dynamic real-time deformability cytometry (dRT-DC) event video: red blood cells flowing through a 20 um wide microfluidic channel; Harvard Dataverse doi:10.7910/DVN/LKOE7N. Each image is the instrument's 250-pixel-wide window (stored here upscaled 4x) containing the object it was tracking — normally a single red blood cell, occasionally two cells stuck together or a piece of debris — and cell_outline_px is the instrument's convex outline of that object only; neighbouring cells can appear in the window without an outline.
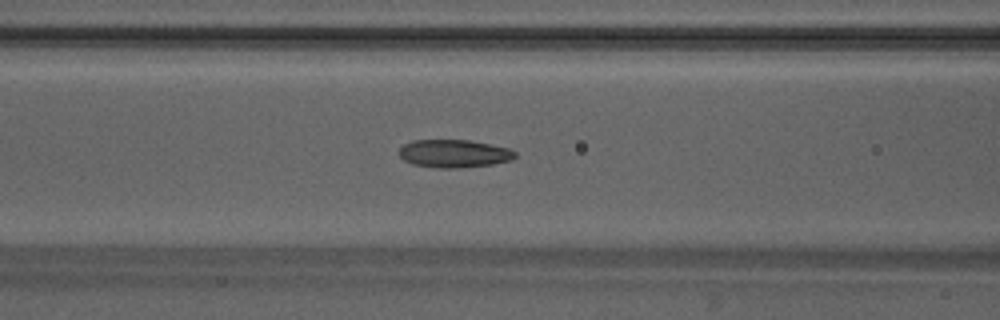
{"species": "Egyptian fruit bat (a non-hibernating species)", "species_latin": "Rousettus aegyptiacus", "temperature_condition": "warm", "stored_images_in_passage": 42, "camera_frame_rate_fps": 3000, "um_per_image_px": 0.085, "animal": {"sex": "male"}, "frame": {"image": 1, "passage_image": 14, "time_ms": 4.333, "image_size_px": [1000, 320], "cell_outline_px": [[516, 156], [512, 160], [492, 164], [456, 168], [436, 168], [412, 164], [404, 160], [400, 156], [400, 148], [404, 144], [412, 140], [468, 140], [508, 148], [516, 152]], "centroid_in_image_um": [38.58, 13.05], "position_along_channel_um": 128.0, "area_um2": 18.79}}
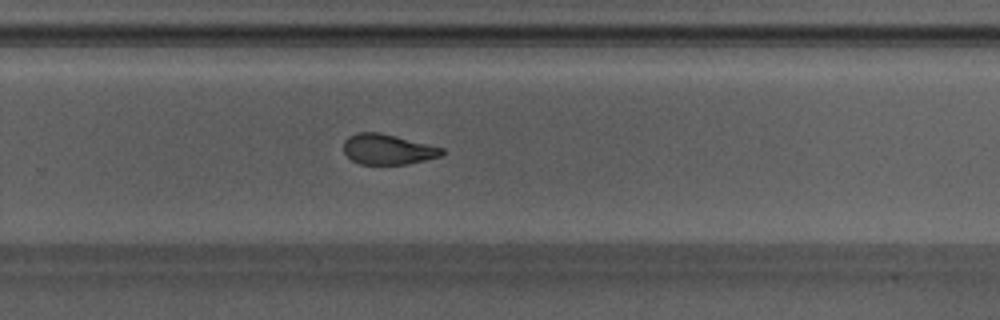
{"frame": {"image": 2, "passage_image": 26, "time_ms": 8.333, "image_size_px": [1000, 320], "cell_outline_px": [[444, 156], [408, 164], [360, 164], [352, 160], [344, 152], [344, 140], [348, 136], [356, 132], [380, 132], [444, 148]], "centroid_in_image_um": [32.98, 12.69], "position_along_channel_um": 296.8, "area_um2": 17.51}}
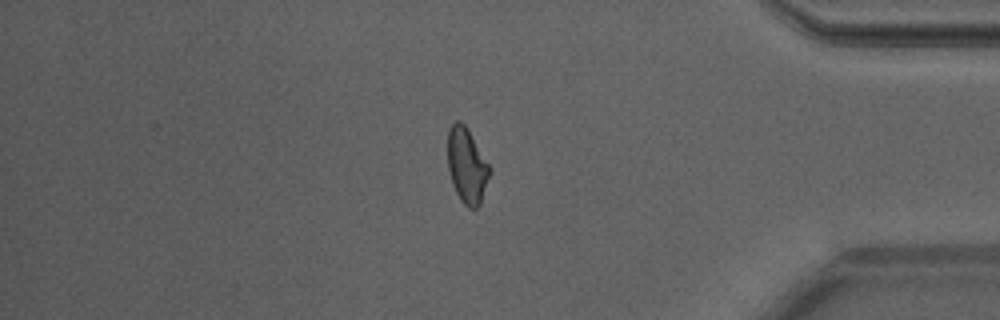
{"frame": {"image": 3, "passage_image": 35, "time_ms": 11.333, "image_size_px": [1000, 320], "cell_outline_px": [[492, 168], [480, 204], [476, 208], [468, 208], [460, 200], [452, 184], [448, 168], [448, 128], [456, 120], [460, 120], [468, 128]], "centroid_in_image_um": [39.69, 14.05], "position_along_channel_um": 395.5, "area_um2": 18.61}, "authors_computed_cell_mechanics": {"area_um2": 18.6405, "velocity_mm_per_s": 4.2322, "shape_relaxation_time_tau1_ms": null, "shape_relaxation_time_tau2_ms": 1.6237, "deformation_change_tau1": null, "deformation_change_tau2": 0.0842}}